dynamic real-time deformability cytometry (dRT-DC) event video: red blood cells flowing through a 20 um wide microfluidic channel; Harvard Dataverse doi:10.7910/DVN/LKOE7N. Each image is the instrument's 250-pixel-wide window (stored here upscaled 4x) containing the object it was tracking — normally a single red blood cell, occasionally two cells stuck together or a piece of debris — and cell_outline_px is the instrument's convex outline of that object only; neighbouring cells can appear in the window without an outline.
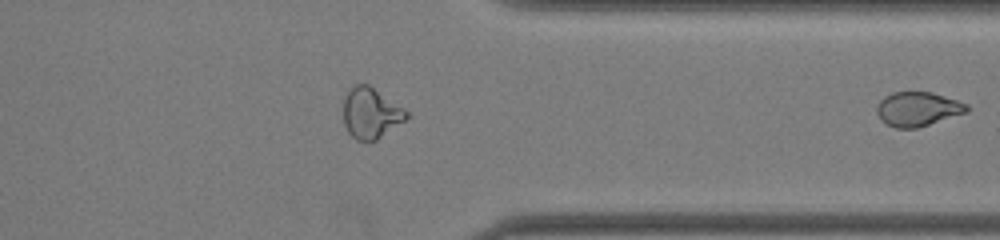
{"species": "common noctule bat (a hibernating species)", "species_latin": "Nyctalus noctula", "temperature_condition": "room temperature", "stored_images_in_passage": 29, "segment_of_instrument_passage": [2, 2], "camera_frame_rate_fps": 3000, "um_per_image_px": 0.085, "animal": {"sex": "female", "body_mass_g": 22.0, "forearm_length_mm": 56.7}, "frame": {"image": 1, "passage_image": 29, "time_ms": 9.333, "image_size_px": [1000, 240], "cell_outline_px": [[968, 112], [916, 128], [896, 128], [880, 120], [876, 112], [876, 108], [880, 100], [884, 96], [892, 92], [932, 92], [968, 104]], "centroid_in_image_um": [77.99, 9.26], "position_along_channel_um": 333.4, "area_um2": 17.92}}